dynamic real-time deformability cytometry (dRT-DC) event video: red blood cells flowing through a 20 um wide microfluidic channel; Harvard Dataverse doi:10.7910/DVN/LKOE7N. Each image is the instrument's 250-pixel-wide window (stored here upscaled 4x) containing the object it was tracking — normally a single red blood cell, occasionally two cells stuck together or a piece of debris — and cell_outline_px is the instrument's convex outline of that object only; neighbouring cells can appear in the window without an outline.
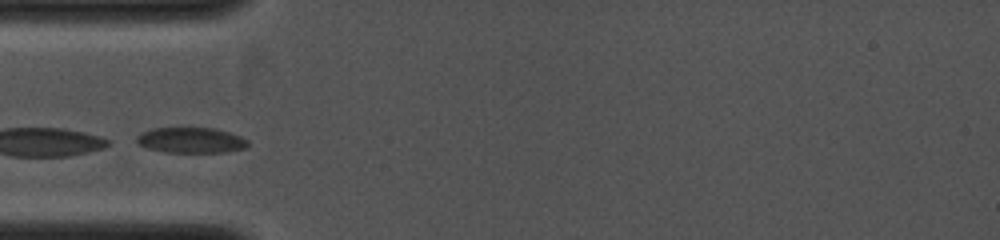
{"species": "common noctule bat (a hibernating species)", "species_latin": "Nyctalus noctula", "temperature_condition": "cold", "stored_images_in_passage": 6, "camera_frame_rate_fps": 4000, "um_per_image_px": 0.085, "animal": {"sex": "female", "body_mass_g": 19.0, "forearm_length_mm": 53.3}, "frame": {"image": 1, "passage_image": 1, "time_ms": 0.0, "image_size_px": [1000, 240], "cell_outline_px": [[248, 144], [244, 148], [224, 152], [164, 152], [148, 148], [136, 144], [136, 136], [140, 132], [152, 128], [216, 128], [240, 136], [248, 140]], "centroid_in_image_um": [16.18, 11.91], "position_along_channel_um": 68.8, "area_um2": 16.59}}